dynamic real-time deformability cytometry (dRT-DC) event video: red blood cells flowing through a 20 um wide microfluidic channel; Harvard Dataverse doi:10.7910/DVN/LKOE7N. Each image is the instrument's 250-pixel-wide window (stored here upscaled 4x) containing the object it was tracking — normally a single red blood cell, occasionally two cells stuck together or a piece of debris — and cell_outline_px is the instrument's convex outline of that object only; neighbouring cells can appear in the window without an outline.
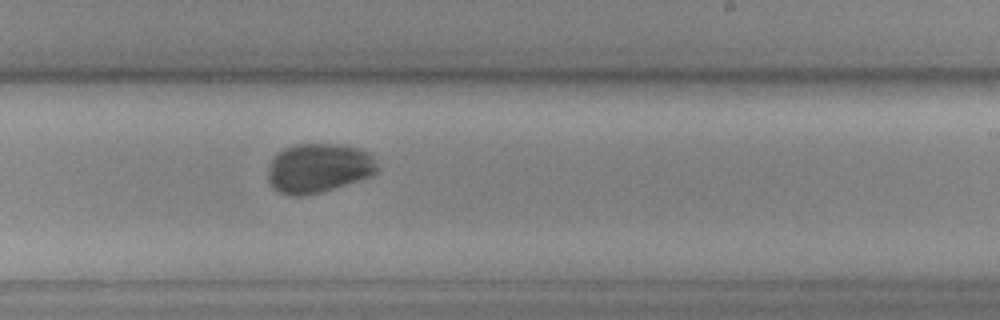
{"species": "common noctule bat (a hibernating species)", "species_latin": "Nyctalus noctula", "temperature_condition": "cold", "stored_images_in_passage": 43, "camera_frame_rate_fps": 3000, "um_per_image_px": 0.085, "animal": {"sex": "female", "body_mass_g": 19.3, "forearm_length_mm": 54.1}, "frame": {"image": 1, "passage_image": 20, "time_ms": 6.333, "image_size_px": [1000, 320], "cell_outline_px": [[380, 168], [376, 172], [368, 176], [320, 192], [300, 196], [292, 196], [280, 192], [272, 188], [268, 184], [268, 168], [272, 156], [276, 152], [284, 148], [296, 144], [348, 144], [360, 148], [368, 152], [372, 156]], "centroid_in_image_um": [27.03, 14.26], "position_along_channel_um": 262.0, "area_um2": 31.62}}
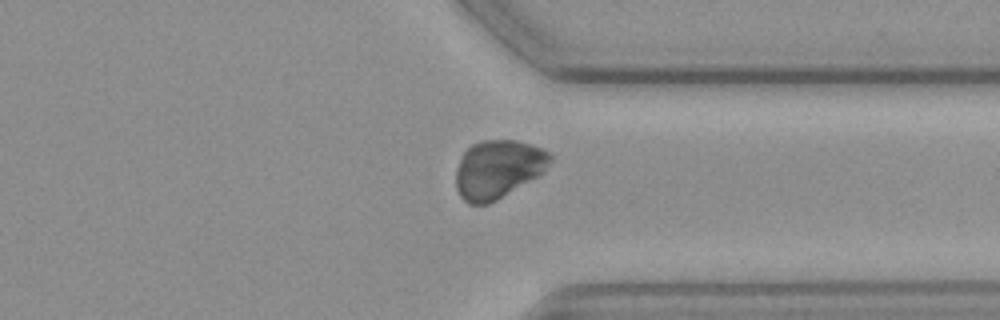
{"frame": {"image": 2, "passage_image": 29, "time_ms": 9.333, "image_size_px": [1000, 320], "cell_outline_px": [[552, 160], [544, 172], [496, 200], [488, 204], [468, 204], [460, 196], [456, 188], [456, 168], [464, 152], [472, 144], [480, 140], [516, 140], [532, 144], [544, 148], [552, 156]], "centroid_in_image_um": [42.33, 14.36], "position_along_channel_um": 369.1, "area_um2": 32.08}}